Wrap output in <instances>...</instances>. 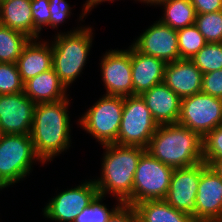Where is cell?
<instances>
[{"label": "cell", "mask_w": 222, "mask_h": 222, "mask_svg": "<svg viewBox=\"0 0 222 222\" xmlns=\"http://www.w3.org/2000/svg\"><path fill=\"white\" fill-rule=\"evenodd\" d=\"M144 99L154 121L158 125L175 124L180 116L181 99L163 82L144 91Z\"/></svg>", "instance_id": "17"}, {"label": "cell", "mask_w": 222, "mask_h": 222, "mask_svg": "<svg viewBox=\"0 0 222 222\" xmlns=\"http://www.w3.org/2000/svg\"><path fill=\"white\" fill-rule=\"evenodd\" d=\"M191 60L204 74L222 69V43H207Z\"/></svg>", "instance_id": "26"}, {"label": "cell", "mask_w": 222, "mask_h": 222, "mask_svg": "<svg viewBox=\"0 0 222 222\" xmlns=\"http://www.w3.org/2000/svg\"><path fill=\"white\" fill-rule=\"evenodd\" d=\"M107 222H139L134 206L122 204Z\"/></svg>", "instance_id": "34"}, {"label": "cell", "mask_w": 222, "mask_h": 222, "mask_svg": "<svg viewBox=\"0 0 222 222\" xmlns=\"http://www.w3.org/2000/svg\"><path fill=\"white\" fill-rule=\"evenodd\" d=\"M134 208L139 222H195L191 215L175 209L164 199L145 200Z\"/></svg>", "instance_id": "22"}, {"label": "cell", "mask_w": 222, "mask_h": 222, "mask_svg": "<svg viewBox=\"0 0 222 222\" xmlns=\"http://www.w3.org/2000/svg\"><path fill=\"white\" fill-rule=\"evenodd\" d=\"M104 197L106 196L98 194L94 200L75 218L74 222H107L112 214L123 204V202L119 201L114 208L109 210L107 206L101 202Z\"/></svg>", "instance_id": "28"}, {"label": "cell", "mask_w": 222, "mask_h": 222, "mask_svg": "<svg viewBox=\"0 0 222 222\" xmlns=\"http://www.w3.org/2000/svg\"><path fill=\"white\" fill-rule=\"evenodd\" d=\"M99 194L95 181L85 180L80 185L59 192L43 208L45 218L58 222H74L75 218Z\"/></svg>", "instance_id": "10"}, {"label": "cell", "mask_w": 222, "mask_h": 222, "mask_svg": "<svg viewBox=\"0 0 222 222\" xmlns=\"http://www.w3.org/2000/svg\"><path fill=\"white\" fill-rule=\"evenodd\" d=\"M49 3L51 16L48 27L55 29L71 16V7L66 0H49Z\"/></svg>", "instance_id": "32"}, {"label": "cell", "mask_w": 222, "mask_h": 222, "mask_svg": "<svg viewBox=\"0 0 222 222\" xmlns=\"http://www.w3.org/2000/svg\"><path fill=\"white\" fill-rule=\"evenodd\" d=\"M0 24L23 32L31 39L40 37V32L33 26L31 0H1Z\"/></svg>", "instance_id": "21"}, {"label": "cell", "mask_w": 222, "mask_h": 222, "mask_svg": "<svg viewBox=\"0 0 222 222\" xmlns=\"http://www.w3.org/2000/svg\"><path fill=\"white\" fill-rule=\"evenodd\" d=\"M102 158L100 178L94 179L101 195H111L123 203L132 195L137 164L146 149L137 146L107 144Z\"/></svg>", "instance_id": "3"}, {"label": "cell", "mask_w": 222, "mask_h": 222, "mask_svg": "<svg viewBox=\"0 0 222 222\" xmlns=\"http://www.w3.org/2000/svg\"><path fill=\"white\" fill-rule=\"evenodd\" d=\"M132 45L141 53L157 57L166 63L180 59L177 30L155 21Z\"/></svg>", "instance_id": "14"}, {"label": "cell", "mask_w": 222, "mask_h": 222, "mask_svg": "<svg viewBox=\"0 0 222 222\" xmlns=\"http://www.w3.org/2000/svg\"><path fill=\"white\" fill-rule=\"evenodd\" d=\"M153 5L164 6L159 21L175 30L195 24L197 14L190 0H157Z\"/></svg>", "instance_id": "23"}, {"label": "cell", "mask_w": 222, "mask_h": 222, "mask_svg": "<svg viewBox=\"0 0 222 222\" xmlns=\"http://www.w3.org/2000/svg\"><path fill=\"white\" fill-rule=\"evenodd\" d=\"M35 103L24 93L0 95V133L30 135Z\"/></svg>", "instance_id": "13"}, {"label": "cell", "mask_w": 222, "mask_h": 222, "mask_svg": "<svg viewBox=\"0 0 222 222\" xmlns=\"http://www.w3.org/2000/svg\"><path fill=\"white\" fill-rule=\"evenodd\" d=\"M205 162L176 168L171 177L169 189L164 200L175 209L191 215L196 222V195Z\"/></svg>", "instance_id": "11"}, {"label": "cell", "mask_w": 222, "mask_h": 222, "mask_svg": "<svg viewBox=\"0 0 222 222\" xmlns=\"http://www.w3.org/2000/svg\"><path fill=\"white\" fill-rule=\"evenodd\" d=\"M136 1V0H135ZM139 2L141 1V3H147V4H150V5H153L157 0H138Z\"/></svg>", "instance_id": "38"}, {"label": "cell", "mask_w": 222, "mask_h": 222, "mask_svg": "<svg viewBox=\"0 0 222 222\" xmlns=\"http://www.w3.org/2000/svg\"><path fill=\"white\" fill-rule=\"evenodd\" d=\"M208 166L222 178V157L214 159Z\"/></svg>", "instance_id": "37"}, {"label": "cell", "mask_w": 222, "mask_h": 222, "mask_svg": "<svg viewBox=\"0 0 222 222\" xmlns=\"http://www.w3.org/2000/svg\"><path fill=\"white\" fill-rule=\"evenodd\" d=\"M30 40L23 32L0 24V62L16 63Z\"/></svg>", "instance_id": "24"}, {"label": "cell", "mask_w": 222, "mask_h": 222, "mask_svg": "<svg viewBox=\"0 0 222 222\" xmlns=\"http://www.w3.org/2000/svg\"><path fill=\"white\" fill-rule=\"evenodd\" d=\"M23 92L35 104L58 102L69 96L53 68L25 81Z\"/></svg>", "instance_id": "20"}, {"label": "cell", "mask_w": 222, "mask_h": 222, "mask_svg": "<svg viewBox=\"0 0 222 222\" xmlns=\"http://www.w3.org/2000/svg\"><path fill=\"white\" fill-rule=\"evenodd\" d=\"M195 25L207 43H222V11L197 14Z\"/></svg>", "instance_id": "27"}, {"label": "cell", "mask_w": 222, "mask_h": 222, "mask_svg": "<svg viewBox=\"0 0 222 222\" xmlns=\"http://www.w3.org/2000/svg\"><path fill=\"white\" fill-rule=\"evenodd\" d=\"M101 76L108 96L127 97L133 95L131 71V45L129 49L109 50L100 63Z\"/></svg>", "instance_id": "12"}, {"label": "cell", "mask_w": 222, "mask_h": 222, "mask_svg": "<svg viewBox=\"0 0 222 222\" xmlns=\"http://www.w3.org/2000/svg\"><path fill=\"white\" fill-rule=\"evenodd\" d=\"M177 123L204 137L222 125V98L200 92L181 99Z\"/></svg>", "instance_id": "9"}, {"label": "cell", "mask_w": 222, "mask_h": 222, "mask_svg": "<svg viewBox=\"0 0 222 222\" xmlns=\"http://www.w3.org/2000/svg\"><path fill=\"white\" fill-rule=\"evenodd\" d=\"M158 124L140 95L124 97L117 144L146 149Z\"/></svg>", "instance_id": "8"}, {"label": "cell", "mask_w": 222, "mask_h": 222, "mask_svg": "<svg viewBox=\"0 0 222 222\" xmlns=\"http://www.w3.org/2000/svg\"><path fill=\"white\" fill-rule=\"evenodd\" d=\"M201 92L222 98V69L203 74Z\"/></svg>", "instance_id": "33"}, {"label": "cell", "mask_w": 222, "mask_h": 222, "mask_svg": "<svg viewBox=\"0 0 222 222\" xmlns=\"http://www.w3.org/2000/svg\"><path fill=\"white\" fill-rule=\"evenodd\" d=\"M5 187L0 183V190L4 189Z\"/></svg>", "instance_id": "39"}, {"label": "cell", "mask_w": 222, "mask_h": 222, "mask_svg": "<svg viewBox=\"0 0 222 222\" xmlns=\"http://www.w3.org/2000/svg\"><path fill=\"white\" fill-rule=\"evenodd\" d=\"M174 169L145 151L137 164L133 180L132 195L124 204L132 205L145 201L164 199Z\"/></svg>", "instance_id": "6"}, {"label": "cell", "mask_w": 222, "mask_h": 222, "mask_svg": "<svg viewBox=\"0 0 222 222\" xmlns=\"http://www.w3.org/2000/svg\"><path fill=\"white\" fill-rule=\"evenodd\" d=\"M124 97L103 95L82 117L79 125L103 146L117 144Z\"/></svg>", "instance_id": "7"}, {"label": "cell", "mask_w": 222, "mask_h": 222, "mask_svg": "<svg viewBox=\"0 0 222 222\" xmlns=\"http://www.w3.org/2000/svg\"><path fill=\"white\" fill-rule=\"evenodd\" d=\"M222 157V125L217 126L203 137V162L209 165Z\"/></svg>", "instance_id": "30"}, {"label": "cell", "mask_w": 222, "mask_h": 222, "mask_svg": "<svg viewBox=\"0 0 222 222\" xmlns=\"http://www.w3.org/2000/svg\"><path fill=\"white\" fill-rule=\"evenodd\" d=\"M34 161L45 164L36 154L30 135H0V183L5 188L29 176Z\"/></svg>", "instance_id": "5"}, {"label": "cell", "mask_w": 222, "mask_h": 222, "mask_svg": "<svg viewBox=\"0 0 222 222\" xmlns=\"http://www.w3.org/2000/svg\"><path fill=\"white\" fill-rule=\"evenodd\" d=\"M146 151L173 169L189 167L203 162V137L178 123L158 125Z\"/></svg>", "instance_id": "2"}, {"label": "cell", "mask_w": 222, "mask_h": 222, "mask_svg": "<svg viewBox=\"0 0 222 222\" xmlns=\"http://www.w3.org/2000/svg\"><path fill=\"white\" fill-rule=\"evenodd\" d=\"M196 222H222V178L206 166L196 195Z\"/></svg>", "instance_id": "15"}, {"label": "cell", "mask_w": 222, "mask_h": 222, "mask_svg": "<svg viewBox=\"0 0 222 222\" xmlns=\"http://www.w3.org/2000/svg\"><path fill=\"white\" fill-rule=\"evenodd\" d=\"M167 63L157 57L139 52L131 45L133 95H140L164 80Z\"/></svg>", "instance_id": "18"}, {"label": "cell", "mask_w": 222, "mask_h": 222, "mask_svg": "<svg viewBox=\"0 0 222 222\" xmlns=\"http://www.w3.org/2000/svg\"><path fill=\"white\" fill-rule=\"evenodd\" d=\"M203 73L191 59H178L167 63L163 83L180 99L201 92Z\"/></svg>", "instance_id": "16"}, {"label": "cell", "mask_w": 222, "mask_h": 222, "mask_svg": "<svg viewBox=\"0 0 222 222\" xmlns=\"http://www.w3.org/2000/svg\"><path fill=\"white\" fill-rule=\"evenodd\" d=\"M49 0H31L33 26L41 32L43 27L50 24Z\"/></svg>", "instance_id": "31"}, {"label": "cell", "mask_w": 222, "mask_h": 222, "mask_svg": "<svg viewBox=\"0 0 222 222\" xmlns=\"http://www.w3.org/2000/svg\"><path fill=\"white\" fill-rule=\"evenodd\" d=\"M180 59H191L207 42L196 25L177 30Z\"/></svg>", "instance_id": "25"}, {"label": "cell", "mask_w": 222, "mask_h": 222, "mask_svg": "<svg viewBox=\"0 0 222 222\" xmlns=\"http://www.w3.org/2000/svg\"><path fill=\"white\" fill-rule=\"evenodd\" d=\"M40 42L39 39H31L16 62L23 83L52 69V44Z\"/></svg>", "instance_id": "19"}, {"label": "cell", "mask_w": 222, "mask_h": 222, "mask_svg": "<svg viewBox=\"0 0 222 222\" xmlns=\"http://www.w3.org/2000/svg\"><path fill=\"white\" fill-rule=\"evenodd\" d=\"M105 1L113 2V0H86V3L83 5L84 8L82 9V14L79 17L80 20H83V18L87 15L88 12L91 11L94 6L96 7V5H99Z\"/></svg>", "instance_id": "36"}, {"label": "cell", "mask_w": 222, "mask_h": 222, "mask_svg": "<svg viewBox=\"0 0 222 222\" xmlns=\"http://www.w3.org/2000/svg\"><path fill=\"white\" fill-rule=\"evenodd\" d=\"M196 14L222 11V0H190Z\"/></svg>", "instance_id": "35"}, {"label": "cell", "mask_w": 222, "mask_h": 222, "mask_svg": "<svg viewBox=\"0 0 222 222\" xmlns=\"http://www.w3.org/2000/svg\"><path fill=\"white\" fill-rule=\"evenodd\" d=\"M68 98L53 103L35 104L31 139L36 154L44 163L71 146V124Z\"/></svg>", "instance_id": "1"}, {"label": "cell", "mask_w": 222, "mask_h": 222, "mask_svg": "<svg viewBox=\"0 0 222 222\" xmlns=\"http://www.w3.org/2000/svg\"><path fill=\"white\" fill-rule=\"evenodd\" d=\"M92 30L90 26H81L68 32H59L51 42L52 68L67 89L85 66L94 37Z\"/></svg>", "instance_id": "4"}, {"label": "cell", "mask_w": 222, "mask_h": 222, "mask_svg": "<svg viewBox=\"0 0 222 222\" xmlns=\"http://www.w3.org/2000/svg\"><path fill=\"white\" fill-rule=\"evenodd\" d=\"M17 63L0 62V95L23 92Z\"/></svg>", "instance_id": "29"}]
</instances>
